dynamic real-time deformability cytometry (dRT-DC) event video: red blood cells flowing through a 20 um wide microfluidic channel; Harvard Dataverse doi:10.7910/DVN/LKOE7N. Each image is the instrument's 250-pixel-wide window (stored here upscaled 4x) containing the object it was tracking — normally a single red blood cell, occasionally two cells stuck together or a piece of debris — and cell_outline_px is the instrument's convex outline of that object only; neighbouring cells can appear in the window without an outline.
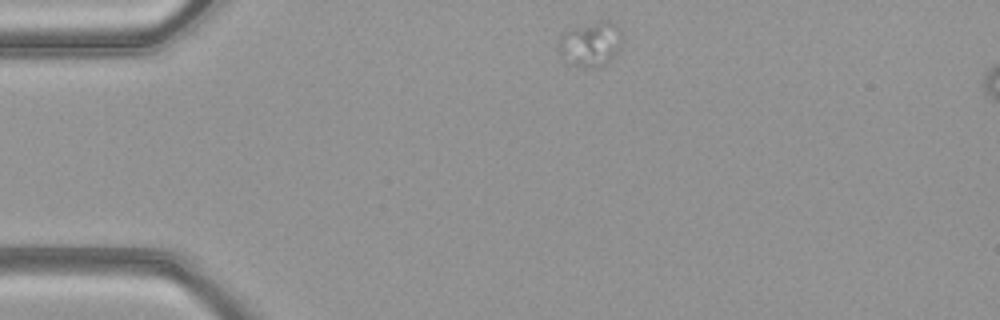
{"species": "common noctule bat (a hibernating species)", "species_latin": "Nyctalus noctula", "temperature_condition": "warm", "stored_images_in_passage": 41, "camera_frame_rate_fps": 3000, "um_per_image_px": 0.085, "animal": {"sex": "female", "body_mass_g": 21.9}, "frame": {"image": 1, "passage_image": 1, "time_ms": 0.0, "image_size_px": [1000, 320], "cell_outline_px": [[624, 44], [608, 64], [600, 68], [584, 68], [564, 64], [560, 60], [556, 44], [560, 36], [564, 32], [572, 28], [600, 20], [608, 20], [616, 24], [620, 28], [624, 36]], "centroid_in_image_um": [50.2, 3.79], "position_along_channel_um": 34.8, "area_um2": 17.92}}
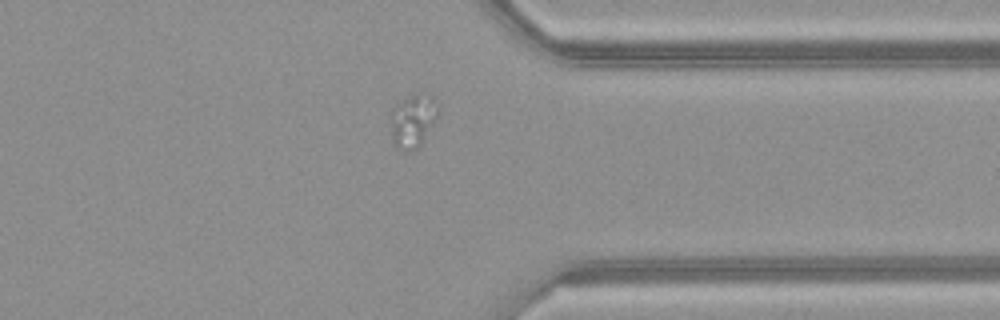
{"frame": {"image": 2, "passage_image": 30, "time_ms": 9.667, "image_size_px": [1000, 320], "cell_outline_px": [[440, 108], [436, 116], [420, 144], [416, 148], [408, 152], [404, 152], [396, 148], [392, 136], [392, 108], [396, 104], [412, 96], [432, 96], [440, 104]], "centroid_in_image_um": [35.1, 10.29], "position_along_channel_um": 376.3, "area_um2": 14.05}}
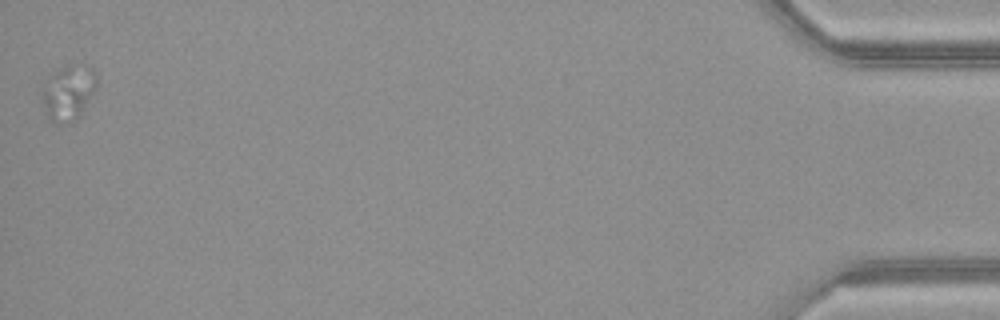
{"frame": {"image": 3, "passage_image": 41, "time_ms": 13.333, "image_size_px": [1000, 320], "cell_outline_px": [[96, 88], [80, 112], [76, 116], [52, 124], [48, 120], [44, 112], [40, 96], [40, 88], [48, 76], [56, 68], [84, 64], [92, 68], [96, 72]], "centroid_in_image_um": [5.71, 7.8], "position_along_channel_um": 429.5, "area_um2": 17.46}}